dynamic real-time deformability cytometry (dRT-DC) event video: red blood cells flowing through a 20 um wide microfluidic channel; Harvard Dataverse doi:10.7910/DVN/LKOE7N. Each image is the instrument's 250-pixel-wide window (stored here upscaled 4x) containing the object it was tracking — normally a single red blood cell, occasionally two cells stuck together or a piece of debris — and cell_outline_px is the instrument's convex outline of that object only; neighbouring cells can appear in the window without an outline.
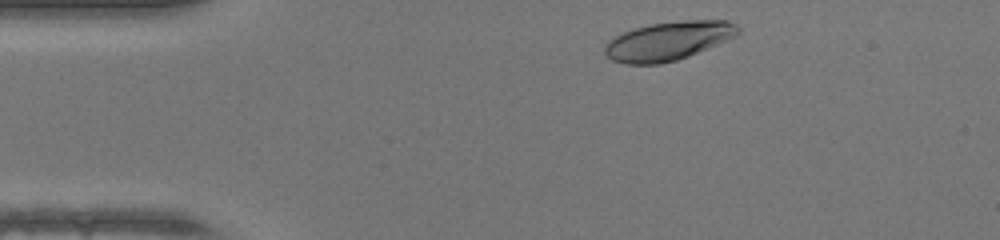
{"species": "human", "species_latin": "Homo sapiens", "temperature_condition": "warm", "stored_images_in_passage": 33, "camera_frame_rate_fps": 3000, "um_per_image_px": 0.085, "donor": {"sex": "female"}, "frame": {"image": 1, "passage_image": 2, "time_ms": 0.333, "image_size_px": [1000, 240], "cell_outline_px": [[740, 32], [736, 36], [688, 56], [676, 60], [660, 64], [624, 64], [612, 60], [604, 52], [604, 44], [608, 40], [624, 32], [636, 28], [652, 24], [684, 20], [728, 20], [736, 24], [740, 28]], "centroid_in_image_um": [56.8, 3.48], "position_along_channel_um": 28.2, "area_um2": 29.94}}
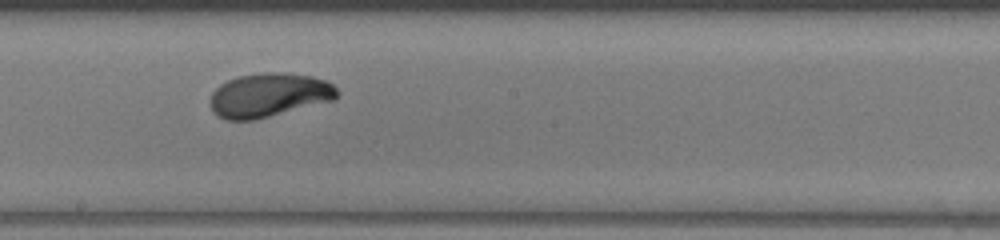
{"frame": {"image": 2, "passage_image": 20, "time_ms": 6.333, "image_size_px": [1000, 240], "cell_outline_px": [[340, 92], [336, 100], [256, 120], [224, 120], [216, 116], [212, 112], [208, 104], [208, 100], [212, 92], [220, 84], [228, 80], [240, 76], [264, 72], [284, 72], [312, 76], [328, 80]], "centroid_in_image_um": [22.86, 8.1], "position_along_channel_um": 225.3, "area_um2": 33.29}}
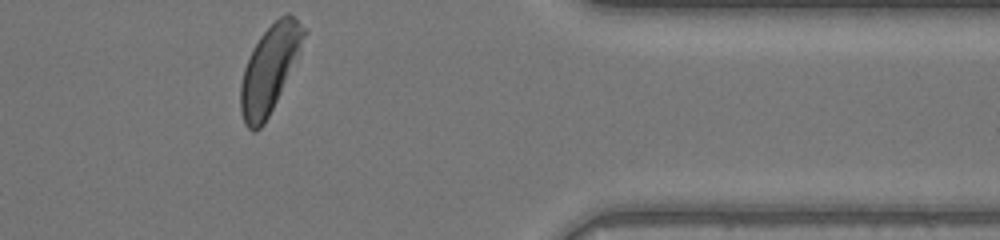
{"frame": {"image": 3, "passage_image": 33, "time_ms": 10.667, "image_size_px": [1000, 240], "cell_outline_px": [[308, 32], [280, 92], [264, 124], [256, 132], [252, 132], [244, 124], [240, 108], [240, 84], [244, 68], [248, 56], [252, 48], [260, 36], [280, 16], [288, 12], [308, 28]], "centroid_in_image_um": [22.89, 5.85], "position_along_channel_um": 388.5, "area_um2": 31.62}, "authors_computed_cell_mechanics": {"area_um2": 31.7322, "velocity_mm_per_s": 4.294, "shape_relaxation_time_tau1_ms": 2.7772, "shape_relaxation_time_tau2_ms": 0.5958, "deformation_change_tau1": 0.1687, "deformation_change_tau2": 0.0402}}